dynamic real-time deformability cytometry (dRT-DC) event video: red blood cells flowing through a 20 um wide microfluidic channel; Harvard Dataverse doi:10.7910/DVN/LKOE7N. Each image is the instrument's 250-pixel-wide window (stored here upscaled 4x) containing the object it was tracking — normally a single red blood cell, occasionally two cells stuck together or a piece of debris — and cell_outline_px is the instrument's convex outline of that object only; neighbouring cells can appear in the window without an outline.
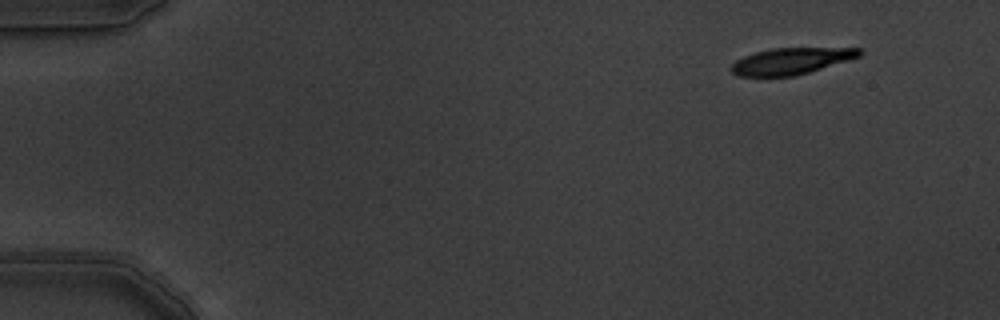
{"species": "common noctule bat (a hibernating species)", "species_latin": "Nyctalus noctula", "temperature_condition": "warm", "stored_images_in_passage": 7, "segment_of_instrument_passage": [2, 2], "camera_frame_rate_fps": 3000, "um_per_image_px": 0.085, "animal": {"sex": "male", "body_mass_g": 19.5, "forearm_length_mm": 54.6}, "frame": {"image": 1, "passage_image": 7, "time_ms": 2.0, "image_size_px": [1000, 320], "cell_outline_px": [[864, 52], [860, 56], [848, 60], [796, 76], [740, 76], [732, 72], [728, 68], [736, 60], [744, 56], [756, 52], [772, 48], [860, 48]], "centroid_in_image_um": [67.24, 5.19], "position_along_channel_um": 17.8, "area_um2": 19.71}}